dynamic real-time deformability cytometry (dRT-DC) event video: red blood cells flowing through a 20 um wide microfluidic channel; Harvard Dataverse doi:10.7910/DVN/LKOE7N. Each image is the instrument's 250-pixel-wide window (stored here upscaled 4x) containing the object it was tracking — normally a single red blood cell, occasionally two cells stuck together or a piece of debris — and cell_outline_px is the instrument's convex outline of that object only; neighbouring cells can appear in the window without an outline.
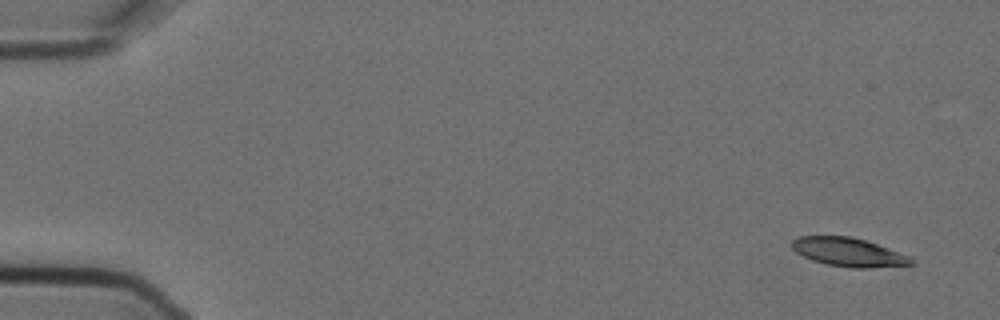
{"species": "Egyptian fruit bat (a non-hibernating species)", "species_latin": "Rousettus aegyptiacus", "temperature_condition": "cold", "stored_images_in_passage": 5, "camera_frame_rate_fps": 3000, "um_per_image_px": 0.085, "animal": {"sex": "female"}, "frame": {"image": 1, "passage_image": 1, "time_ms": 0.0, "image_size_px": [1000, 320], "cell_outline_px": [[916, 264], [868, 268], [852, 268], [828, 264], [812, 260], [796, 252], [792, 248], [792, 240], [800, 236], [852, 236], [912, 256], [916, 260]], "centroid_in_image_um": [72.18, 21.44], "position_along_channel_um": 12.8, "area_um2": 19.94}}